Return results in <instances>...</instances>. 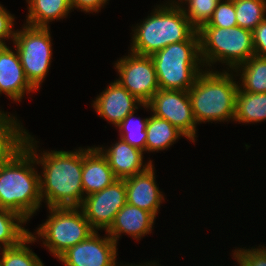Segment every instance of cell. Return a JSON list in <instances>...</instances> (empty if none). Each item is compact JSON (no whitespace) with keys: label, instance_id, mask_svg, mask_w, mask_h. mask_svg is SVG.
<instances>
[{"label":"cell","instance_id":"836d02e7","mask_svg":"<svg viewBox=\"0 0 266 266\" xmlns=\"http://www.w3.org/2000/svg\"><path fill=\"white\" fill-rule=\"evenodd\" d=\"M178 1H180V3H178ZM178 1L177 2L173 1L172 3H168V4L175 5V6H179V4H183L184 3L183 0H178ZM184 1L186 2L187 0H184Z\"/></svg>","mask_w":266,"mask_h":266},{"label":"cell","instance_id":"7c38bea8","mask_svg":"<svg viewBox=\"0 0 266 266\" xmlns=\"http://www.w3.org/2000/svg\"><path fill=\"white\" fill-rule=\"evenodd\" d=\"M108 237L101 238L97 231L87 239L67 249L58 259L65 266H118L117 244Z\"/></svg>","mask_w":266,"mask_h":266},{"label":"cell","instance_id":"d4e9b609","mask_svg":"<svg viewBox=\"0 0 266 266\" xmlns=\"http://www.w3.org/2000/svg\"><path fill=\"white\" fill-rule=\"evenodd\" d=\"M237 25L253 31L266 18V0H233Z\"/></svg>","mask_w":266,"mask_h":266},{"label":"cell","instance_id":"484cf974","mask_svg":"<svg viewBox=\"0 0 266 266\" xmlns=\"http://www.w3.org/2000/svg\"><path fill=\"white\" fill-rule=\"evenodd\" d=\"M135 111L129 113L123 121L117 126L120 131V138L126 141L133 147H136L143 152L146 151V128L149 118L141 119L133 122ZM135 120V119H134ZM132 121V122H131Z\"/></svg>","mask_w":266,"mask_h":266},{"label":"cell","instance_id":"52a82bcc","mask_svg":"<svg viewBox=\"0 0 266 266\" xmlns=\"http://www.w3.org/2000/svg\"><path fill=\"white\" fill-rule=\"evenodd\" d=\"M49 218L37 233L44 246L57 258L67 249L87 239L95 230L80 207H51ZM80 209V211H79Z\"/></svg>","mask_w":266,"mask_h":266},{"label":"cell","instance_id":"2e32d148","mask_svg":"<svg viewBox=\"0 0 266 266\" xmlns=\"http://www.w3.org/2000/svg\"><path fill=\"white\" fill-rule=\"evenodd\" d=\"M114 175L106 157L96 147L83 149L82 187L88 196L113 184Z\"/></svg>","mask_w":266,"mask_h":266},{"label":"cell","instance_id":"9c48e42d","mask_svg":"<svg viewBox=\"0 0 266 266\" xmlns=\"http://www.w3.org/2000/svg\"><path fill=\"white\" fill-rule=\"evenodd\" d=\"M120 78L116 81L142 104H147L160 89L150 56L130 53L115 63Z\"/></svg>","mask_w":266,"mask_h":266},{"label":"cell","instance_id":"8fae6325","mask_svg":"<svg viewBox=\"0 0 266 266\" xmlns=\"http://www.w3.org/2000/svg\"><path fill=\"white\" fill-rule=\"evenodd\" d=\"M126 203L125 180L117 179L103 190L84 197L80 208L95 231H107L113 224L117 212Z\"/></svg>","mask_w":266,"mask_h":266},{"label":"cell","instance_id":"e0dca14e","mask_svg":"<svg viewBox=\"0 0 266 266\" xmlns=\"http://www.w3.org/2000/svg\"><path fill=\"white\" fill-rule=\"evenodd\" d=\"M154 220L155 216L152 213L126 203L117 212L113 224L106 232L116 244L121 233L139 240L145 234L151 233Z\"/></svg>","mask_w":266,"mask_h":266},{"label":"cell","instance_id":"e575fe53","mask_svg":"<svg viewBox=\"0 0 266 266\" xmlns=\"http://www.w3.org/2000/svg\"><path fill=\"white\" fill-rule=\"evenodd\" d=\"M146 266H156L157 264L156 263H148V264H145ZM145 265H135V266H145ZM125 266V265H124ZM128 266V265H127ZM129 266H134V265H129Z\"/></svg>","mask_w":266,"mask_h":266},{"label":"cell","instance_id":"7a4b0ae2","mask_svg":"<svg viewBox=\"0 0 266 266\" xmlns=\"http://www.w3.org/2000/svg\"><path fill=\"white\" fill-rule=\"evenodd\" d=\"M13 134L34 154L37 164L43 166L40 176V195L48 208L80 207L83 203L82 168L83 149L76 151L45 152L37 157L34 138L22 127ZM34 143V144H33ZM43 177V178H42Z\"/></svg>","mask_w":266,"mask_h":266},{"label":"cell","instance_id":"f546056e","mask_svg":"<svg viewBox=\"0 0 266 266\" xmlns=\"http://www.w3.org/2000/svg\"><path fill=\"white\" fill-rule=\"evenodd\" d=\"M14 17L12 14H9L7 10L0 4V46H7L5 42L6 38L15 37V32L13 30Z\"/></svg>","mask_w":266,"mask_h":266},{"label":"cell","instance_id":"6da1fadb","mask_svg":"<svg viewBox=\"0 0 266 266\" xmlns=\"http://www.w3.org/2000/svg\"><path fill=\"white\" fill-rule=\"evenodd\" d=\"M35 162L34 154L13 133H0V208L26 221L42 202Z\"/></svg>","mask_w":266,"mask_h":266},{"label":"cell","instance_id":"7402d4cb","mask_svg":"<svg viewBox=\"0 0 266 266\" xmlns=\"http://www.w3.org/2000/svg\"><path fill=\"white\" fill-rule=\"evenodd\" d=\"M238 68L242 70V74H239L242 80V84L238 86L240 90L252 93H266V57L254 55L235 68L237 73L239 71Z\"/></svg>","mask_w":266,"mask_h":266},{"label":"cell","instance_id":"9a60e30c","mask_svg":"<svg viewBox=\"0 0 266 266\" xmlns=\"http://www.w3.org/2000/svg\"><path fill=\"white\" fill-rule=\"evenodd\" d=\"M34 90L25 77L17 50L15 54L8 46H0V94L19 102L25 92Z\"/></svg>","mask_w":266,"mask_h":266},{"label":"cell","instance_id":"d6986e66","mask_svg":"<svg viewBox=\"0 0 266 266\" xmlns=\"http://www.w3.org/2000/svg\"><path fill=\"white\" fill-rule=\"evenodd\" d=\"M28 15L26 24L34 27H49V21L64 18L71 11L69 0H26Z\"/></svg>","mask_w":266,"mask_h":266},{"label":"cell","instance_id":"4dcf8cb0","mask_svg":"<svg viewBox=\"0 0 266 266\" xmlns=\"http://www.w3.org/2000/svg\"><path fill=\"white\" fill-rule=\"evenodd\" d=\"M254 54L266 57V18L252 31Z\"/></svg>","mask_w":266,"mask_h":266},{"label":"cell","instance_id":"cb8c5ba5","mask_svg":"<svg viewBox=\"0 0 266 266\" xmlns=\"http://www.w3.org/2000/svg\"><path fill=\"white\" fill-rule=\"evenodd\" d=\"M36 237L30 232L19 244L1 248L0 264L2 266H44L39 257L26 246V243L35 242Z\"/></svg>","mask_w":266,"mask_h":266},{"label":"cell","instance_id":"30bf717a","mask_svg":"<svg viewBox=\"0 0 266 266\" xmlns=\"http://www.w3.org/2000/svg\"><path fill=\"white\" fill-rule=\"evenodd\" d=\"M141 106L149 108L154 116L167 120L194 142L197 123L188 91L159 89L147 104Z\"/></svg>","mask_w":266,"mask_h":266},{"label":"cell","instance_id":"5bb4252c","mask_svg":"<svg viewBox=\"0 0 266 266\" xmlns=\"http://www.w3.org/2000/svg\"><path fill=\"white\" fill-rule=\"evenodd\" d=\"M154 166L151 164L143 172L124 178L127 204L147 210L155 217L162 203V192L156 185Z\"/></svg>","mask_w":266,"mask_h":266},{"label":"cell","instance_id":"4316f807","mask_svg":"<svg viewBox=\"0 0 266 266\" xmlns=\"http://www.w3.org/2000/svg\"><path fill=\"white\" fill-rule=\"evenodd\" d=\"M219 1L220 0H187L185 4L188 3V9L182 8L190 23L199 30L213 16Z\"/></svg>","mask_w":266,"mask_h":266},{"label":"cell","instance_id":"4fadbf2b","mask_svg":"<svg viewBox=\"0 0 266 266\" xmlns=\"http://www.w3.org/2000/svg\"><path fill=\"white\" fill-rule=\"evenodd\" d=\"M93 102L97 114L116 127L129 113L138 109V105H142L117 81L112 82Z\"/></svg>","mask_w":266,"mask_h":266},{"label":"cell","instance_id":"83f0119b","mask_svg":"<svg viewBox=\"0 0 266 266\" xmlns=\"http://www.w3.org/2000/svg\"><path fill=\"white\" fill-rule=\"evenodd\" d=\"M220 0L214 10L213 16L203 26L231 28L236 27L235 5L233 0Z\"/></svg>","mask_w":266,"mask_h":266},{"label":"cell","instance_id":"f1b7e54d","mask_svg":"<svg viewBox=\"0 0 266 266\" xmlns=\"http://www.w3.org/2000/svg\"><path fill=\"white\" fill-rule=\"evenodd\" d=\"M233 257L238 261L239 266H266V247L251 248V250L236 249Z\"/></svg>","mask_w":266,"mask_h":266},{"label":"cell","instance_id":"d6a6232c","mask_svg":"<svg viewBox=\"0 0 266 266\" xmlns=\"http://www.w3.org/2000/svg\"><path fill=\"white\" fill-rule=\"evenodd\" d=\"M15 119L16 117L14 118V116L12 117L11 115L8 116L4 111H0V133H13L23 127L17 119Z\"/></svg>","mask_w":266,"mask_h":266},{"label":"cell","instance_id":"1f68e13d","mask_svg":"<svg viewBox=\"0 0 266 266\" xmlns=\"http://www.w3.org/2000/svg\"><path fill=\"white\" fill-rule=\"evenodd\" d=\"M71 9L79 8L85 12H98L108 0H69Z\"/></svg>","mask_w":266,"mask_h":266},{"label":"cell","instance_id":"ffe728a7","mask_svg":"<svg viewBox=\"0 0 266 266\" xmlns=\"http://www.w3.org/2000/svg\"><path fill=\"white\" fill-rule=\"evenodd\" d=\"M266 119V93L238 89L234 120L239 123L260 122Z\"/></svg>","mask_w":266,"mask_h":266},{"label":"cell","instance_id":"ba28073f","mask_svg":"<svg viewBox=\"0 0 266 266\" xmlns=\"http://www.w3.org/2000/svg\"><path fill=\"white\" fill-rule=\"evenodd\" d=\"M15 31L16 46L26 79L38 90L48 73L52 59V44L49 27L25 25Z\"/></svg>","mask_w":266,"mask_h":266},{"label":"cell","instance_id":"8992f818","mask_svg":"<svg viewBox=\"0 0 266 266\" xmlns=\"http://www.w3.org/2000/svg\"><path fill=\"white\" fill-rule=\"evenodd\" d=\"M200 57L204 65L219 61L234 69L253 57L252 31L239 26L231 28L202 26L199 30ZM206 63V64H205Z\"/></svg>","mask_w":266,"mask_h":266},{"label":"cell","instance_id":"ac0fdd59","mask_svg":"<svg viewBox=\"0 0 266 266\" xmlns=\"http://www.w3.org/2000/svg\"><path fill=\"white\" fill-rule=\"evenodd\" d=\"M119 139L120 140L108 148V150L97 147L106 157L110 168L118 179L136 175L151 166V160H149L148 164L145 163V165H143L142 150L131 146L122 138Z\"/></svg>","mask_w":266,"mask_h":266},{"label":"cell","instance_id":"3957f363","mask_svg":"<svg viewBox=\"0 0 266 266\" xmlns=\"http://www.w3.org/2000/svg\"><path fill=\"white\" fill-rule=\"evenodd\" d=\"M208 70L202 71L188 90L196 123L234 121L238 84L232 73Z\"/></svg>","mask_w":266,"mask_h":266},{"label":"cell","instance_id":"5b68a950","mask_svg":"<svg viewBox=\"0 0 266 266\" xmlns=\"http://www.w3.org/2000/svg\"><path fill=\"white\" fill-rule=\"evenodd\" d=\"M150 57L160 89L188 91L202 72L198 31L189 40L172 43Z\"/></svg>","mask_w":266,"mask_h":266},{"label":"cell","instance_id":"44dd1931","mask_svg":"<svg viewBox=\"0 0 266 266\" xmlns=\"http://www.w3.org/2000/svg\"><path fill=\"white\" fill-rule=\"evenodd\" d=\"M146 151H159L167 149L185 135L167 120L152 115L146 128Z\"/></svg>","mask_w":266,"mask_h":266},{"label":"cell","instance_id":"603a6c76","mask_svg":"<svg viewBox=\"0 0 266 266\" xmlns=\"http://www.w3.org/2000/svg\"><path fill=\"white\" fill-rule=\"evenodd\" d=\"M25 222L27 221L17 213L0 208V244L3 249L19 244L30 234L21 225Z\"/></svg>","mask_w":266,"mask_h":266},{"label":"cell","instance_id":"277c9868","mask_svg":"<svg viewBox=\"0 0 266 266\" xmlns=\"http://www.w3.org/2000/svg\"><path fill=\"white\" fill-rule=\"evenodd\" d=\"M133 31L131 52L150 56L166 46L189 40L198 30L184 14L182 5H163Z\"/></svg>","mask_w":266,"mask_h":266}]
</instances>
